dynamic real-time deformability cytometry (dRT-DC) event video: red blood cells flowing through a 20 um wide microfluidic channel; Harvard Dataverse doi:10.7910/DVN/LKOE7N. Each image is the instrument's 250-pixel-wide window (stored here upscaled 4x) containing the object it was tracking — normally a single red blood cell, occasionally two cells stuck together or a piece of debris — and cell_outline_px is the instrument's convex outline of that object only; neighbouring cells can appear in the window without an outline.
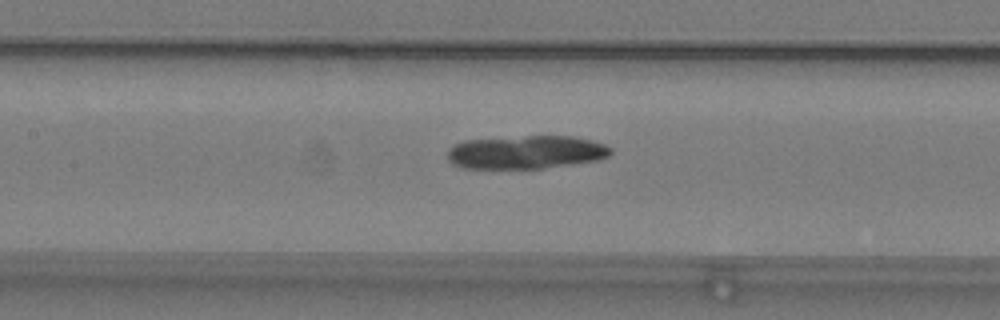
{"species": "common noctule bat (a hibernating species)", "species_latin": "Nyctalus noctula", "temperature_condition": "warm", "stored_images_in_passage": 34, "camera_frame_rate_fps": 3000, "um_per_image_px": 0.085, "animal": {"sex": "male", "body_mass_g": 19.2, "forearm_length_mm": 51.8}, "frame": {"image": 1, "passage_image": 11, "time_ms": 3.333, "image_size_px": [1000, 320], "cell_outline_px": [[612, 152], [608, 156], [600, 160], [544, 168], [464, 168], [452, 164], [448, 160], [448, 148], [464, 140], [528, 136], [572, 136], [592, 140], [604, 144], [612, 148]], "centroid_in_image_um": [44.73, 12.93], "position_along_channel_um": 162.7, "area_um2": 31.73}}
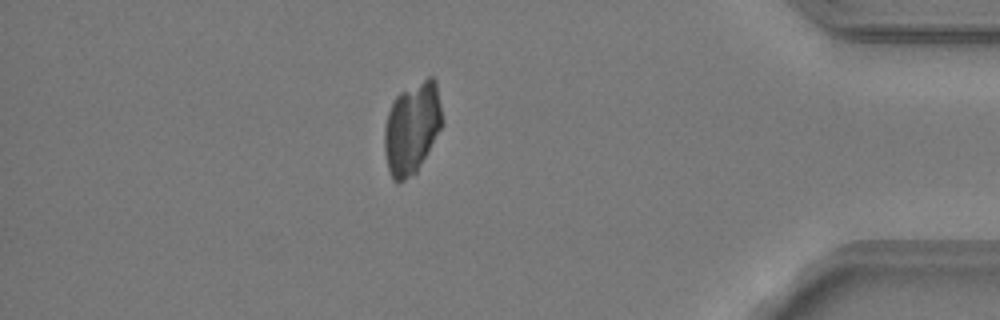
{"frame": {"image": 2, "passage_image": 33, "time_ms": 10.667, "image_size_px": [1000, 320], "cell_outline_px": [[444, 124], [416, 172], [404, 180], [396, 184], [392, 180], [388, 168], [384, 148], [384, 128], [388, 112], [396, 96], [400, 92], [428, 76], [432, 76], [436, 80]], "centroid_in_image_um": [35.03, 10.87], "position_along_channel_um": 400.2, "area_um2": 31.04}}